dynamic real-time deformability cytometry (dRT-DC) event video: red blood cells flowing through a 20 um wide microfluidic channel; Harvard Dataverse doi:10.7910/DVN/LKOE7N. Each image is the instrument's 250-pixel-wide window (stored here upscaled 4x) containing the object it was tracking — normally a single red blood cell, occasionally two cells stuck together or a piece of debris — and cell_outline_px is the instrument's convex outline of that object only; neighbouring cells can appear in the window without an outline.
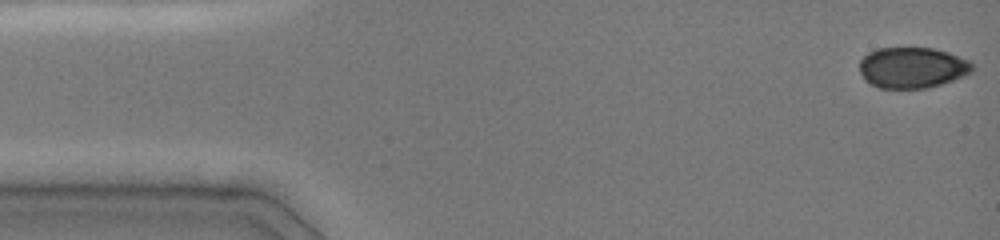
{"species": "common noctule bat (a hibernating species)", "species_latin": "Nyctalus noctula", "temperature_condition": "cold", "stored_images_in_passage": 47, "camera_frame_rate_fps": 3000, "um_per_image_px": 0.085, "animal": {"sex": "female", "body_mass_g": 19.0, "forearm_length_mm": 51.5}, "frame": {"image": 1, "passage_image": 1, "time_ms": 0.0, "image_size_px": [1000, 240], "cell_outline_px": [[976, 68], [972, 72], [964, 76], [928, 88], [880, 88], [864, 80], [860, 72], [860, 60], [868, 52], [876, 48], [932, 48], [948, 52], [972, 60]], "centroid_in_image_um": [77.58, 5.74], "position_along_channel_um": 7.4, "area_um2": 27.17}}
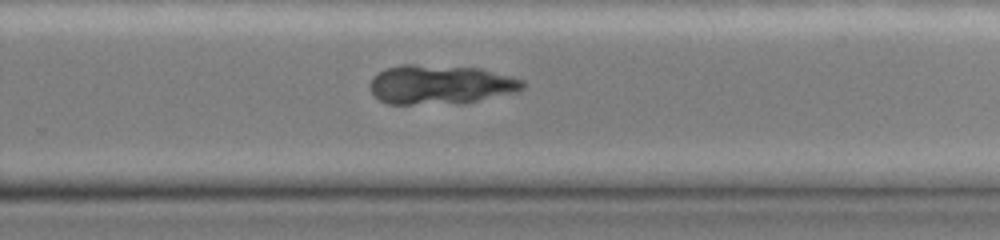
{"frame": {"image": 2, "passage_image": 31, "time_ms": 10.0, "image_size_px": [1000, 240], "cell_outline_px": [[524, 88], [516, 92], [460, 104], [388, 104], [380, 100], [372, 92], [368, 84], [372, 76], [384, 68], [404, 64], [412, 64], [480, 68], [512, 76], [524, 80]], "centroid_in_image_um": [37.41, 7.19], "position_along_channel_um": 292.4, "area_um2": 35.32}}
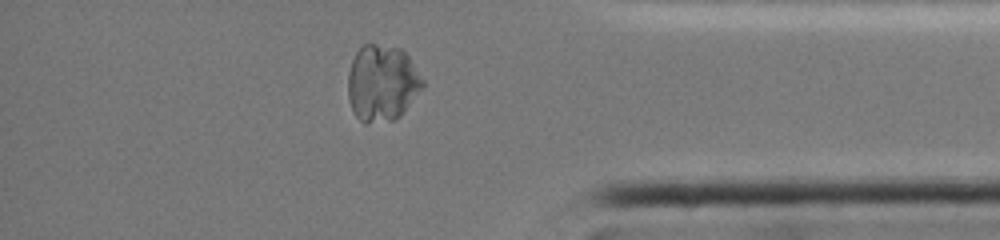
{"frame": {"image": 3, "passage_image": 40, "time_ms": 13.0, "image_size_px": [1000, 240], "cell_outline_px": [[424, 88], [400, 116], [396, 120], [364, 124], [352, 112], [348, 100], [348, 72], [352, 60], [356, 52], [364, 44], [376, 44], [400, 48], [408, 56], [424, 80]], "centroid_in_image_um": [32.47, 7.09], "position_along_channel_um": 402.7, "area_um2": 33.64}}